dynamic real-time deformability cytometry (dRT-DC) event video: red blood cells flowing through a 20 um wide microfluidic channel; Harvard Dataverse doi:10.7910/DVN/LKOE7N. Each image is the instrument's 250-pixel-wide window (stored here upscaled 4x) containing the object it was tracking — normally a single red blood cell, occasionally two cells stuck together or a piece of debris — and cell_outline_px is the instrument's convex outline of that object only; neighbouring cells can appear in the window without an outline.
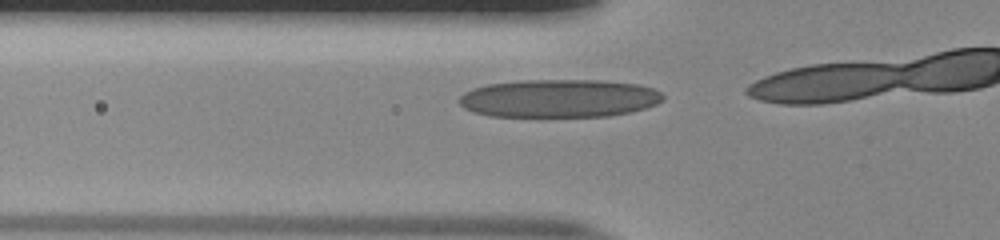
{"species": "human", "species_latin": "Homo sapiens", "temperature_condition": "room temperature", "stored_images_in_passage": 12, "camera_frame_rate_fps": 3000, "um_per_image_px": 0.085, "donor": {"sex": "male"}, "frame": {"image": 1, "passage_image": 8, "time_ms": 2.333, "image_size_px": [1000, 240], "cell_outline_px": [[664, 100], [656, 104], [632, 112], [608, 116], [488, 116], [472, 112], [464, 108], [460, 104], [460, 96], [464, 92], [472, 88], [488, 84], [524, 80], [600, 80], [636, 84], [652, 88], [660, 92], [664, 96]], "centroid_in_image_um": [47.51, 8.36], "position_along_channel_um": 78.3, "area_um2": 45.26}}
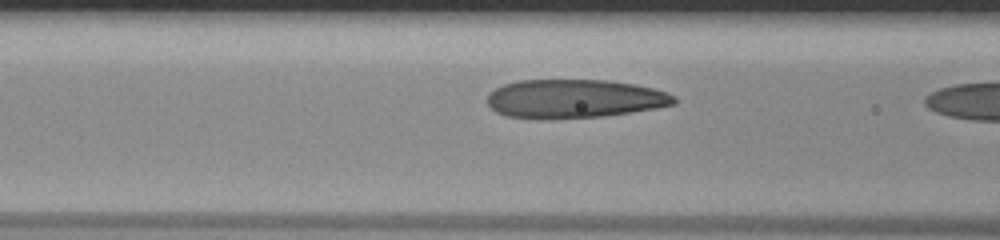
{"frame": {"image": 2, "passage_image": 11, "time_ms": 3.333, "image_size_px": [1000, 240], "cell_outline_px": [[676, 104], [656, 108], [632, 112], [604, 116], [552, 120], [540, 120], [508, 116], [496, 112], [488, 104], [488, 92], [504, 84], [520, 80], [608, 80], [632, 84], [652, 88], [668, 92], [676, 96]], "centroid_in_image_um": [48.81, 8.41], "position_along_channel_um": 117.8, "area_um2": 42.6}}